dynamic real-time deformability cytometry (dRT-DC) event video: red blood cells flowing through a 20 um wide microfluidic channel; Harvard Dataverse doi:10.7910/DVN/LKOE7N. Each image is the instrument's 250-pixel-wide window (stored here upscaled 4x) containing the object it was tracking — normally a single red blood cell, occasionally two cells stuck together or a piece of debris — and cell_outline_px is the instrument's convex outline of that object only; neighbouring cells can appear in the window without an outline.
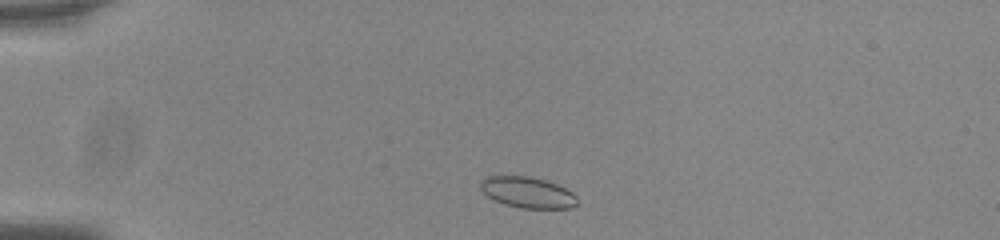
{"species": "common noctule bat (a hibernating species)", "species_latin": "Nyctalus noctula", "temperature_condition": "room temperature", "stored_images_in_passage": 45, "camera_frame_rate_fps": 3000, "um_per_image_px": 0.085, "animal": {"sex": "male", "body_mass_g": 20.0, "forearm_length_mm": 53.3}, "frame": {"image": 1, "passage_image": 3, "time_ms": 0.667, "image_size_px": [1000, 240], "cell_outline_px": [[576, 204], [572, 208], [520, 208], [504, 204], [488, 196], [480, 188], [480, 180], [488, 176], [528, 176], [544, 180], [556, 184], [572, 192], [576, 196]], "centroid_in_image_um": [44.83, 16.35], "position_along_channel_um": 40.2, "area_um2": 17.28}}
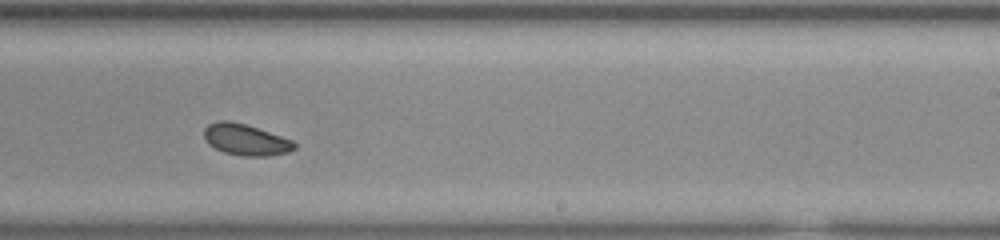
{"frame": {"image": 2, "passage_image": 25, "time_ms": 8.0, "image_size_px": [1000, 240], "cell_outline_px": [[296, 148], [288, 152], [268, 156], [240, 156], [224, 152], [208, 144], [204, 136], [204, 128], [208, 124], [220, 120], [228, 120], [244, 124], [292, 140], [296, 144]], "centroid_in_image_um": [20.86, 11.88], "position_along_channel_um": 268.1, "area_um2": 16.3}}
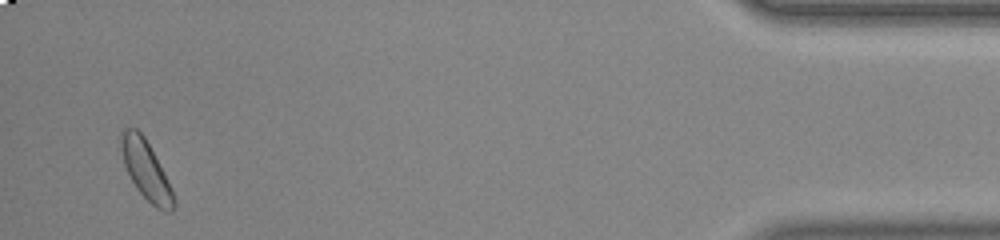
{"frame": {"image": 3, "passage_image": 43, "time_ms": 14.0, "image_size_px": [1000, 240], "cell_outline_px": [[176, 204], [172, 212], [164, 212], [156, 208], [136, 188], [124, 164], [120, 144], [120, 128], [136, 128], [144, 136], [172, 188], [176, 200]], "centroid_in_image_um": [12.41, 14.47], "position_along_channel_um": 422.8, "area_um2": 17.92}, "authors_computed_cell_mechanics": {"area_um2": 17.1666, "velocity_mm_per_s": 3.7469, "shape_relaxation_time_tau1_ms": 5.7643, "shape_relaxation_time_tau2_ms": 7.7448, "deformation_change_tau1": 0.0816, "deformation_change_tau2": 0.0923}}